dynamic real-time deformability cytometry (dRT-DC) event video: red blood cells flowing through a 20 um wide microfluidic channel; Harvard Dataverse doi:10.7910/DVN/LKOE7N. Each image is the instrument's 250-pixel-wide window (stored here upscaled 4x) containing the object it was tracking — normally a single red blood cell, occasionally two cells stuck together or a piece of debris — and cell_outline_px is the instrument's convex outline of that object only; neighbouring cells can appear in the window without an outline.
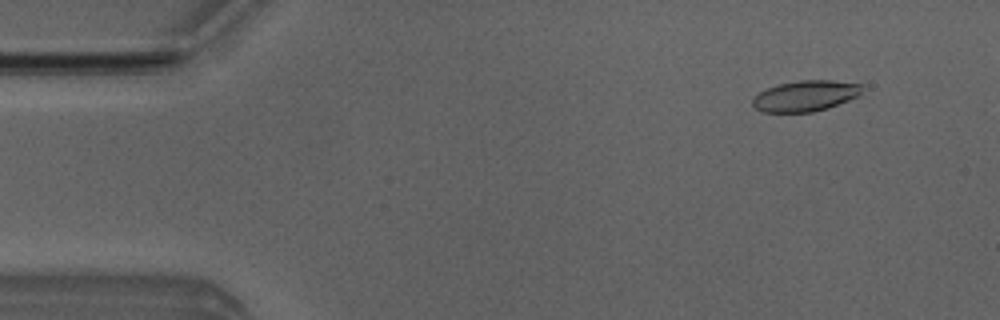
{"species": "Egyptian fruit bat (a non-hibernating species)", "species_latin": "Rousettus aegyptiacus", "temperature_condition": "room temperature", "stored_images_in_passage": 4, "camera_frame_rate_fps": 3000, "um_per_image_px": 0.085, "animal": {"sex": "male"}, "frame": {"image": 1, "passage_image": 2, "time_ms": 1.0, "image_size_px": [1000, 320], "cell_outline_px": [[860, 92], [856, 96], [848, 100], [828, 108], [812, 112], [764, 112], [756, 108], [752, 104], [752, 100], [760, 92], [768, 88], [780, 84], [800, 80], [832, 80], [860, 84]], "centroid_in_image_um": [68.43, 8.15], "position_along_channel_um": 16.6, "area_um2": 19.25}}